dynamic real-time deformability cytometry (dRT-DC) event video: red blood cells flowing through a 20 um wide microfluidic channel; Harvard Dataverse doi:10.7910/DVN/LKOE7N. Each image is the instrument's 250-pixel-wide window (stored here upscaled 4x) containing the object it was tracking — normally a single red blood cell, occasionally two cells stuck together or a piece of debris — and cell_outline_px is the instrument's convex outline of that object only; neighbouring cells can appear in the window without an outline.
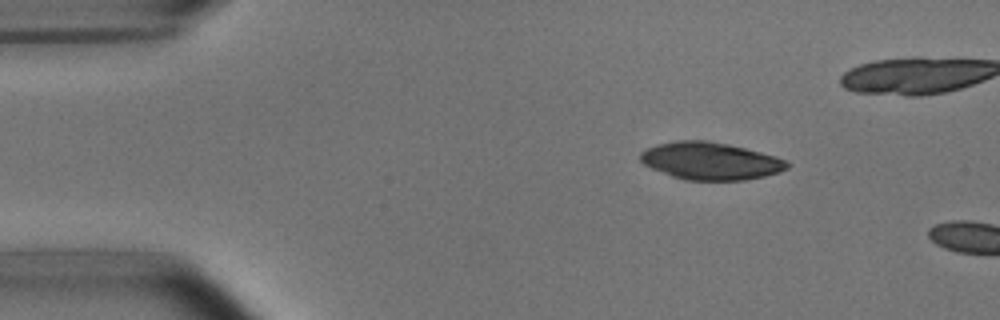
{"species": "common noctule bat (a hibernating species)", "species_latin": "Nyctalus noctula", "temperature_condition": "room temperature", "stored_images_in_passage": 9, "camera_frame_rate_fps": 3000, "um_per_image_px": 0.085, "animal": {"sex": "male", "body_mass_g": 15.6}, "frame": {"image": 1, "passage_image": 6, "time_ms": 1.667, "image_size_px": [1000, 320], "cell_outline_px": [[788, 168], [780, 172], [764, 176], [744, 180], [684, 180], [672, 176], [652, 168], [644, 164], [640, 160], [640, 152], [644, 148], [656, 144], [680, 140], [708, 140], [728, 144], [776, 156], [784, 160], [788, 164]], "centroid_in_image_um": [60.35, 13.68], "position_along_channel_um": 24.6, "area_um2": 31.96}}